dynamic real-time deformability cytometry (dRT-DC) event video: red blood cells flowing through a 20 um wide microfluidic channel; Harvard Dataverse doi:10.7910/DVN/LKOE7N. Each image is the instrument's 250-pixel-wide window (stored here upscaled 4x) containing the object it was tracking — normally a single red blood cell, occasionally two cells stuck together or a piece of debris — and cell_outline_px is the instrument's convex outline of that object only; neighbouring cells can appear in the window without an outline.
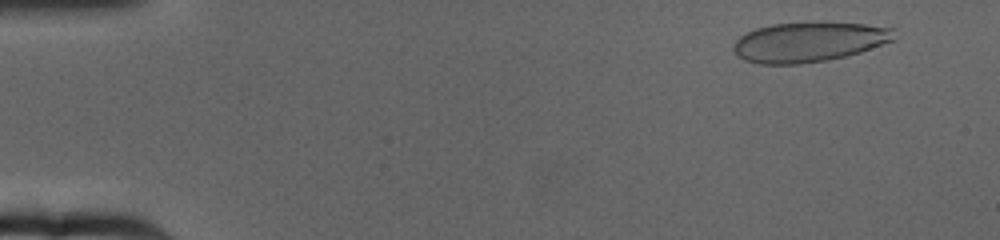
{"species": "human", "species_latin": "Homo sapiens", "temperature_condition": "cold", "stored_images_in_passage": 64, "camera_frame_rate_fps": 3000, "um_per_image_px": 0.085, "donor": {"sex": "female"}, "frame": {"image": 1, "passage_image": 5, "time_ms": 1.333, "image_size_px": [1000, 240], "cell_outline_px": [[892, 40], [860, 52], [828, 60], [800, 64], [760, 64], [744, 60], [736, 56], [732, 48], [736, 40], [740, 36], [756, 28], [772, 24], [864, 24], [892, 28]], "centroid_in_image_um": [68.66, 3.6], "position_along_channel_um": 16.3, "area_um2": 36.36}}
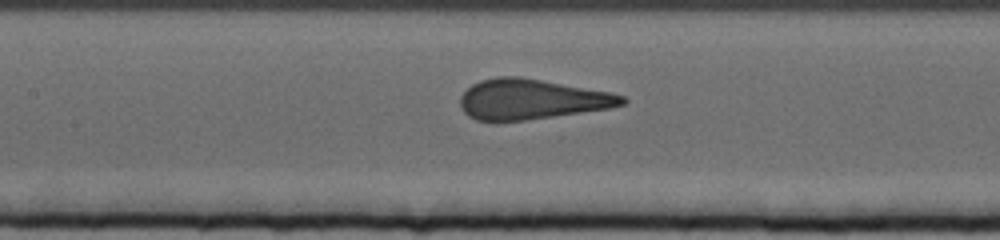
{"frame": {"image": 2, "passage_image": 30, "time_ms": 9.667, "image_size_px": [1000, 240], "cell_outline_px": [[628, 100], [624, 104], [608, 108], [524, 120], [476, 120], [468, 116], [460, 108], [460, 96], [472, 84], [480, 80], [500, 76], [516, 76], [612, 92], [624, 96]], "centroid_in_image_um": [45.16, 8.43], "position_along_channel_um": 162.2, "area_um2": 37.45}}
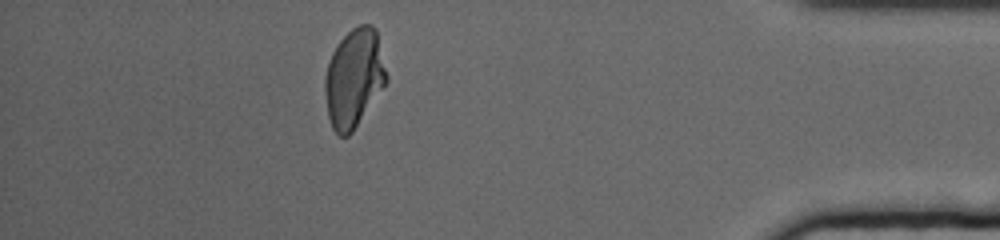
{"frame": {"image": 3, "passage_image": 57, "time_ms": 18.667, "image_size_px": [1000, 240], "cell_outline_px": [[388, 80], [352, 132], [348, 136], [340, 136], [332, 128], [328, 116], [324, 92], [324, 76], [332, 52], [336, 44], [352, 28], [360, 24], [372, 24], [376, 28], [388, 76]], "centroid_in_image_um": [30.08, 6.61], "position_along_channel_um": 405.1, "area_um2": 35.37}, "authors_computed_cell_mechanics": {"area_um2": 37.9168, "velocity_mm_per_s": 3.167, "shape_relaxation_time_tau1_ms": 8.8697, "shape_relaxation_time_tau2_ms": null, "deformation_change_tau1": 0.2298, "deformation_change_tau2": null}}